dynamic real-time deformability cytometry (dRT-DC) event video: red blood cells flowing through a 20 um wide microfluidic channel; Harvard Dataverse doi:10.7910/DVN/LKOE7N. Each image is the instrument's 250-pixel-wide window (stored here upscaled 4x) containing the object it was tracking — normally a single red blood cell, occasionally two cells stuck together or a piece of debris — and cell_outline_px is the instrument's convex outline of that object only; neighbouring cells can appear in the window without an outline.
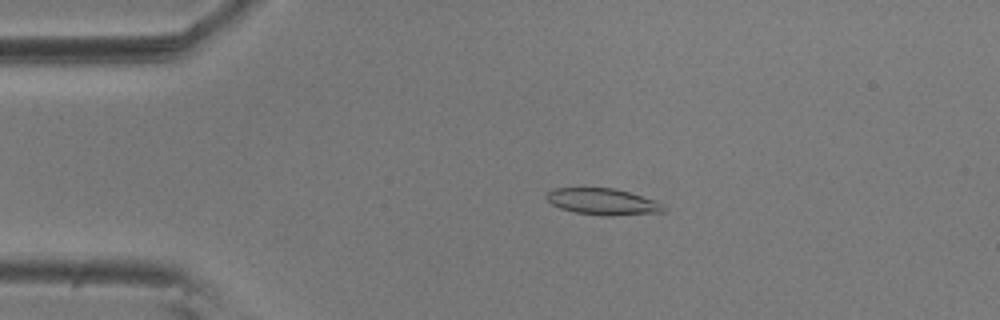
{"species": "common noctule bat (a hibernating species)", "species_latin": "Nyctalus noctula", "temperature_condition": "room temperature", "stored_images_in_passage": 40, "camera_frame_rate_fps": 3000, "um_per_image_px": 0.085, "animal": {"sex": "male", "body_mass_g": 20.5, "forearm_length_mm": 52.5}, "frame": {"image": 1, "passage_image": 11, "time_ms": 3.333, "image_size_px": [1000, 320], "cell_outline_px": [[664, 212], [612, 216], [604, 216], [576, 212], [560, 208], [552, 204], [544, 196], [552, 188], [616, 188], [656, 200], [664, 208]], "centroid_in_image_um": [51.22, 17.14], "position_along_channel_um": 33.8, "area_um2": 18.03}}
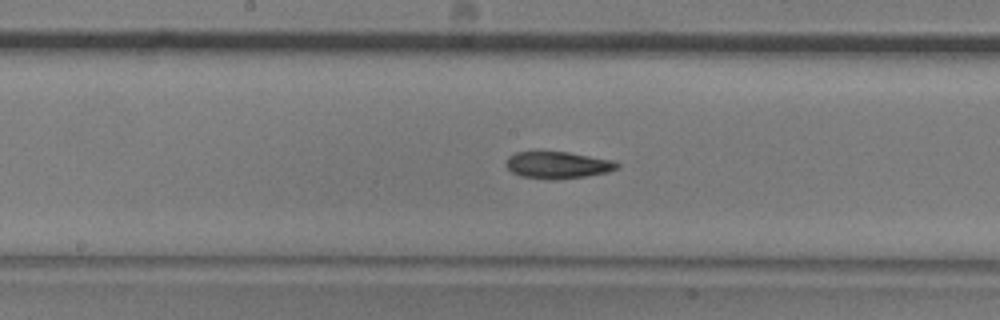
{"frame": {"image": 2, "passage_image": 28, "time_ms": 9.0, "image_size_px": [1000, 320], "cell_outline_px": [[620, 164], [616, 168], [608, 172], [584, 176], [552, 180], [548, 180], [520, 176], [512, 172], [504, 164], [508, 156], [516, 152], [568, 152], [612, 160]], "centroid_in_image_um": [47.36, 14.03], "position_along_channel_um": 200.8, "area_um2": 17.34}}
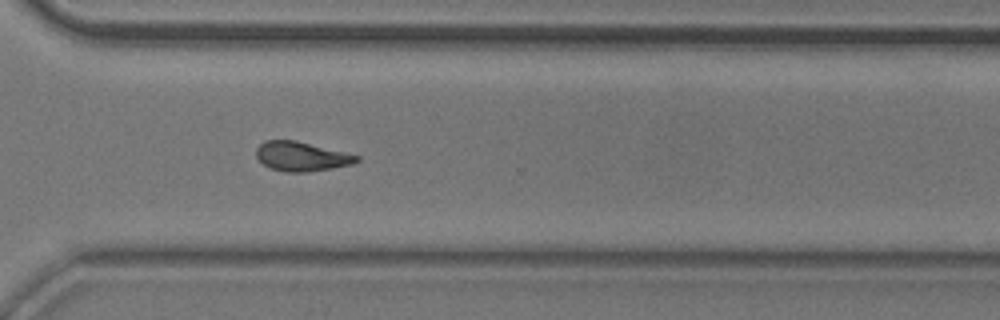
{"frame": {"image": 3, "passage_image": 40, "time_ms": 13.0, "image_size_px": [1000, 320], "cell_outline_px": [[360, 160], [352, 164], [332, 168], [304, 172], [284, 172], [272, 168], [264, 164], [256, 156], [256, 148], [264, 140], [296, 140], [360, 156]], "centroid_in_image_um": [25.62, 13.29], "position_along_channel_um": 345.0, "area_um2": 17.05}}